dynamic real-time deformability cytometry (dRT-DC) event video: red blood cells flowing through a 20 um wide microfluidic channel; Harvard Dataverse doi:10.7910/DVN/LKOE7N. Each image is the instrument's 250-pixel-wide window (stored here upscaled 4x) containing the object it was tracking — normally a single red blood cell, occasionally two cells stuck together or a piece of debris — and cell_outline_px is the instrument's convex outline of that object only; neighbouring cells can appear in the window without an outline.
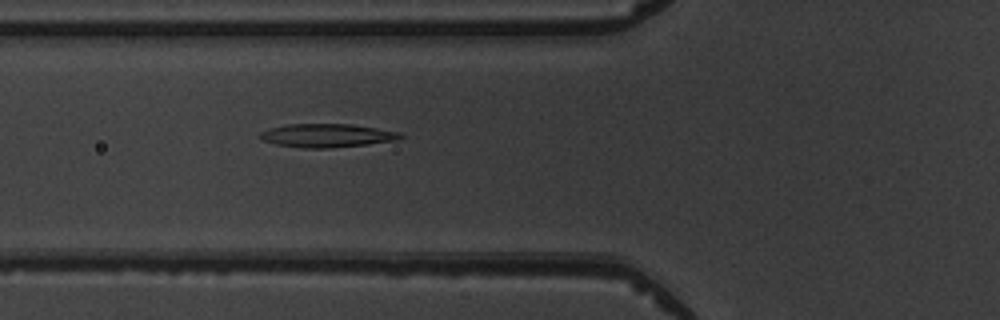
{"species": "common noctule bat (a hibernating species)", "species_latin": "Nyctalus noctula", "temperature_condition": "warm", "stored_images_in_passage": 3, "camera_frame_rate_fps": 3000, "um_per_image_px": 0.085, "animal": {"sex": "male", "body_mass_g": 19.5, "forearm_length_mm": 54.6}, "frame": {"image": 1, "passage_image": 3, "time_ms": 3.0, "image_size_px": [1000, 320], "cell_outline_px": [[404, 136], [396, 140], [368, 144], [328, 148], [304, 148], [276, 144], [264, 140], [260, 136], [260, 132], [284, 124], [352, 124], [400, 132]], "centroid_in_image_um": [27.81, 11.51], "position_along_channel_um": 98.0, "area_um2": 19.02}}